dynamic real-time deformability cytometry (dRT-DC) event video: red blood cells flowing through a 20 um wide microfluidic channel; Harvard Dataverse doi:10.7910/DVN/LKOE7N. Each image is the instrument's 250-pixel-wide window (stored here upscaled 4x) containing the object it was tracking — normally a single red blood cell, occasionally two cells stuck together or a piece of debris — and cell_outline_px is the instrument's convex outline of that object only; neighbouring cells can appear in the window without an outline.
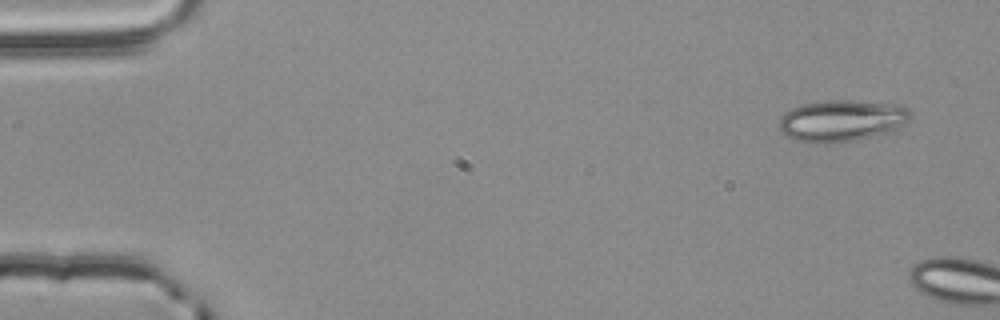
{"species": "common noctule bat (a hibernating species)", "species_latin": "Nyctalus noctula", "temperature_condition": "room temperature", "stored_images_in_passage": 2, "camera_frame_rate_fps": 3000, "um_per_image_px": 0.085, "animal": {"sex": "male", "body_mass_g": 20.4}, "frame": {"image": 1, "passage_image": 1, "time_ms": 0.0, "image_size_px": [1000, 320], "cell_outline_px": [[912, 116], [900, 128], [888, 132], [856, 140], [828, 144], [812, 144], [792, 140], [784, 136], [780, 132], [780, 116], [784, 112], [792, 108], [804, 104], [828, 100], [848, 100], [888, 104], [908, 108], [912, 112]], "centroid_in_image_um": [71.49, 10.29], "position_along_channel_um": 13.5, "area_um2": 32.08}}